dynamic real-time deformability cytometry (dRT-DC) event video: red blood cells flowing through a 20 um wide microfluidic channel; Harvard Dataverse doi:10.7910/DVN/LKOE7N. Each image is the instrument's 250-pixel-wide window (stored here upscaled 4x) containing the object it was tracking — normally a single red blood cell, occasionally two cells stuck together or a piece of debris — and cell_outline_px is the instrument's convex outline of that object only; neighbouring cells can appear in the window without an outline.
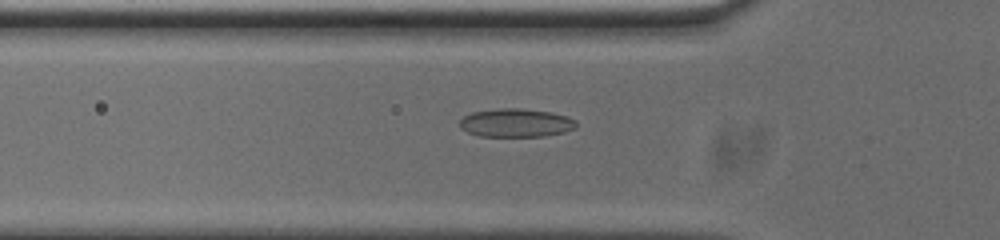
{"species": "common noctule bat (a hibernating species)", "species_latin": "Nyctalus noctula", "temperature_condition": "cold", "stored_images_in_passage": 53, "camera_frame_rate_fps": 3000, "um_per_image_px": 0.085, "animal": {"sex": "male", "body_mass_g": 20.0, "forearm_length_mm": 53.3}, "frame": {"image": 1, "passage_image": 16, "time_ms": 5.0, "image_size_px": [1000, 240], "cell_outline_px": [[576, 128], [564, 132], [544, 136], [480, 136], [468, 132], [460, 128], [460, 120], [464, 116], [472, 112], [500, 108], [520, 108], [552, 112], [568, 116], [576, 120]], "centroid_in_image_um": [43.88, 10.43], "position_along_channel_um": 81.9, "area_um2": 19.36}}
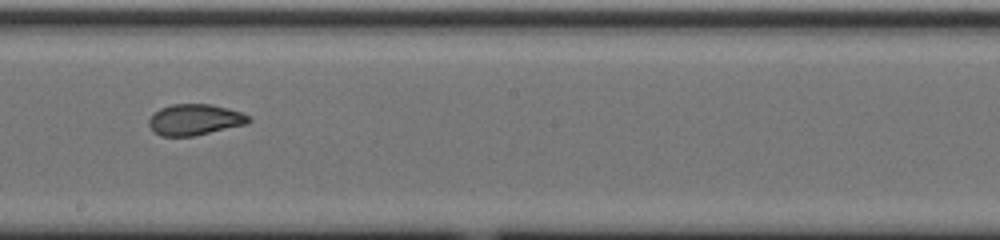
{"frame": {"image": 2, "passage_image": 28, "time_ms": 9.0, "image_size_px": [1000, 240], "cell_outline_px": [[252, 120], [248, 124], [192, 136], [160, 136], [152, 132], [148, 124], [148, 120], [160, 108], [172, 104], [212, 104], [228, 108], [252, 116]], "centroid_in_image_um": [16.58, 10.17], "position_along_channel_um": 231.6, "area_um2": 18.21}}
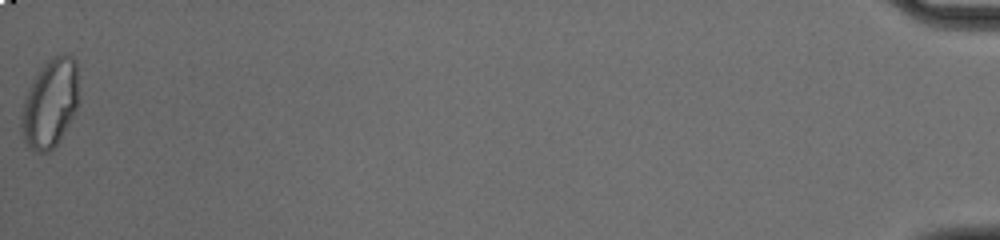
{"frame": {"image": 3, "passage_image": 53, "time_ms": 17.333, "image_size_px": [1000, 240], "cell_outline_px": [[76, 108], [60, 140], [48, 152], [36, 152], [28, 148], [20, 132], [20, 116], [24, 96], [36, 72], [44, 60], [52, 56], [68, 52], [76, 60]], "centroid_in_image_um": [4.19, 8.75], "position_along_channel_um": 431.0, "area_um2": 29.94}, "authors_computed_cell_mechanics": {"area_um2": 19.3052, "velocity_mm_per_s": 3.7336, "shape_relaxation_time_tau1_ms": null, "shape_relaxation_time_tau2_ms": 1.1989, "deformation_change_tau1": null, "deformation_change_tau2": 0.0649}}